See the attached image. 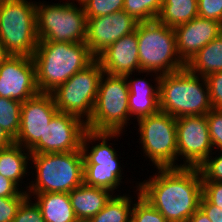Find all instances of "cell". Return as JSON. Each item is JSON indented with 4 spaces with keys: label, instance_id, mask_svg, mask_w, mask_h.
<instances>
[{
    "label": "cell",
    "instance_id": "cell-19",
    "mask_svg": "<svg viewBox=\"0 0 222 222\" xmlns=\"http://www.w3.org/2000/svg\"><path fill=\"white\" fill-rule=\"evenodd\" d=\"M131 75L133 74L125 75L129 89V116H136L134 119L137 118L138 120L142 117H146L159 112V82L161 75H156V77H154V82H156L154 86L151 84V82L149 83L145 78L132 79Z\"/></svg>",
    "mask_w": 222,
    "mask_h": 222
},
{
    "label": "cell",
    "instance_id": "cell-22",
    "mask_svg": "<svg viewBox=\"0 0 222 222\" xmlns=\"http://www.w3.org/2000/svg\"><path fill=\"white\" fill-rule=\"evenodd\" d=\"M26 152V153H25ZM31 153L21 145L13 144L0 149V174L13 181L18 187L29 173ZM29 162V164H28ZM21 181V182H20Z\"/></svg>",
    "mask_w": 222,
    "mask_h": 222
},
{
    "label": "cell",
    "instance_id": "cell-1",
    "mask_svg": "<svg viewBox=\"0 0 222 222\" xmlns=\"http://www.w3.org/2000/svg\"><path fill=\"white\" fill-rule=\"evenodd\" d=\"M158 173L137 182L141 196L169 222H187L200 208L199 168H157Z\"/></svg>",
    "mask_w": 222,
    "mask_h": 222
},
{
    "label": "cell",
    "instance_id": "cell-8",
    "mask_svg": "<svg viewBox=\"0 0 222 222\" xmlns=\"http://www.w3.org/2000/svg\"><path fill=\"white\" fill-rule=\"evenodd\" d=\"M63 3L36 2L37 35L39 41L85 42L87 16L80 0Z\"/></svg>",
    "mask_w": 222,
    "mask_h": 222
},
{
    "label": "cell",
    "instance_id": "cell-30",
    "mask_svg": "<svg viewBox=\"0 0 222 222\" xmlns=\"http://www.w3.org/2000/svg\"><path fill=\"white\" fill-rule=\"evenodd\" d=\"M218 153L215 157L210 155L198 167L202 175V182H222V153L220 151Z\"/></svg>",
    "mask_w": 222,
    "mask_h": 222
},
{
    "label": "cell",
    "instance_id": "cell-2",
    "mask_svg": "<svg viewBox=\"0 0 222 222\" xmlns=\"http://www.w3.org/2000/svg\"><path fill=\"white\" fill-rule=\"evenodd\" d=\"M94 59L86 42L39 41L33 54L39 92H52Z\"/></svg>",
    "mask_w": 222,
    "mask_h": 222
},
{
    "label": "cell",
    "instance_id": "cell-4",
    "mask_svg": "<svg viewBox=\"0 0 222 222\" xmlns=\"http://www.w3.org/2000/svg\"><path fill=\"white\" fill-rule=\"evenodd\" d=\"M30 161L36 177L26 184L27 194L70 193L84 182L82 151L31 154Z\"/></svg>",
    "mask_w": 222,
    "mask_h": 222
},
{
    "label": "cell",
    "instance_id": "cell-7",
    "mask_svg": "<svg viewBox=\"0 0 222 222\" xmlns=\"http://www.w3.org/2000/svg\"><path fill=\"white\" fill-rule=\"evenodd\" d=\"M0 0V42L9 55L33 57L39 43L36 1Z\"/></svg>",
    "mask_w": 222,
    "mask_h": 222
},
{
    "label": "cell",
    "instance_id": "cell-36",
    "mask_svg": "<svg viewBox=\"0 0 222 222\" xmlns=\"http://www.w3.org/2000/svg\"><path fill=\"white\" fill-rule=\"evenodd\" d=\"M202 195L211 204L222 208V182H202Z\"/></svg>",
    "mask_w": 222,
    "mask_h": 222
},
{
    "label": "cell",
    "instance_id": "cell-11",
    "mask_svg": "<svg viewBox=\"0 0 222 222\" xmlns=\"http://www.w3.org/2000/svg\"><path fill=\"white\" fill-rule=\"evenodd\" d=\"M137 122L143 154L155 168H180L176 163V118L159 111Z\"/></svg>",
    "mask_w": 222,
    "mask_h": 222
},
{
    "label": "cell",
    "instance_id": "cell-40",
    "mask_svg": "<svg viewBox=\"0 0 222 222\" xmlns=\"http://www.w3.org/2000/svg\"><path fill=\"white\" fill-rule=\"evenodd\" d=\"M187 222H211L200 208L187 220Z\"/></svg>",
    "mask_w": 222,
    "mask_h": 222
},
{
    "label": "cell",
    "instance_id": "cell-35",
    "mask_svg": "<svg viewBox=\"0 0 222 222\" xmlns=\"http://www.w3.org/2000/svg\"><path fill=\"white\" fill-rule=\"evenodd\" d=\"M198 16L222 23V0H197Z\"/></svg>",
    "mask_w": 222,
    "mask_h": 222
},
{
    "label": "cell",
    "instance_id": "cell-16",
    "mask_svg": "<svg viewBox=\"0 0 222 222\" xmlns=\"http://www.w3.org/2000/svg\"><path fill=\"white\" fill-rule=\"evenodd\" d=\"M87 19L85 42L95 58L115 41L136 31L139 23L124 10Z\"/></svg>",
    "mask_w": 222,
    "mask_h": 222
},
{
    "label": "cell",
    "instance_id": "cell-38",
    "mask_svg": "<svg viewBox=\"0 0 222 222\" xmlns=\"http://www.w3.org/2000/svg\"><path fill=\"white\" fill-rule=\"evenodd\" d=\"M23 190L24 188L21 190L13 181L0 174V197H16Z\"/></svg>",
    "mask_w": 222,
    "mask_h": 222
},
{
    "label": "cell",
    "instance_id": "cell-23",
    "mask_svg": "<svg viewBox=\"0 0 222 222\" xmlns=\"http://www.w3.org/2000/svg\"><path fill=\"white\" fill-rule=\"evenodd\" d=\"M185 67L192 73L207 77L222 71V33L204 46Z\"/></svg>",
    "mask_w": 222,
    "mask_h": 222
},
{
    "label": "cell",
    "instance_id": "cell-18",
    "mask_svg": "<svg viewBox=\"0 0 222 222\" xmlns=\"http://www.w3.org/2000/svg\"><path fill=\"white\" fill-rule=\"evenodd\" d=\"M177 52L184 64L222 33V23L202 17L174 28Z\"/></svg>",
    "mask_w": 222,
    "mask_h": 222
},
{
    "label": "cell",
    "instance_id": "cell-37",
    "mask_svg": "<svg viewBox=\"0 0 222 222\" xmlns=\"http://www.w3.org/2000/svg\"><path fill=\"white\" fill-rule=\"evenodd\" d=\"M200 209L206 213L211 222H222V208L211 204L203 195L200 200Z\"/></svg>",
    "mask_w": 222,
    "mask_h": 222
},
{
    "label": "cell",
    "instance_id": "cell-41",
    "mask_svg": "<svg viewBox=\"0 0 222 222\" xmlns=\"http://www.w3.org/2000/svg\"><path fill=\"white\" fill-rule=\"evenodd\" d=\"M9 56V54L4 49V46L0 42V65L3 63V61Z\"/></svg>",
    "mask_w": 222,
    "mask_h": 222
},
{
    "label": "cell",
    "instance_id": "cell-3",
    "mask_svg": "<svg viewBox=\"0 0 222 222\" xmlns=\"http://www.w3.org/2000/svg\"><path fill=\"white\" fill-rule=\"evenodd\" d=\"M160 111L174 118L207 115L212 109L205 77L186 67L160 77Z\"/></svg>",
    "mask_w": 222,
    "mask_h": 222
},
{
    "label": "cell",
    "instance_id": "cell-17",
    "mask_svg": "<svg viewBox=\"0 0 222 222\" xmlns=\"http://www.w3.org/2000/svg\"><path fill=\"white\" fill-rule=\"evenodd\" d=\"M96 59L100 62L103 71L110 75L125 76L128 74L150 73L159 75L152 71H141L139 63V49L137 28L136 31L123 36L112 45L101 52Z\"/></svg>",
    "mask_w": 222,
    "mask_h": 222
},
{
    "label": "cell",
    "instance_id": "cell-6",
    "mask_svg": "<svg viewBox=\"0 0 222 222\" xmlns=\"http://www.w3.org/2000/svg\"><path fill=\"white\" fill-rule=\"evenodd\" d=\"M137 38L141 71H152L163 75L185 68L177 52L174 28L157 19L139 22Z\"/></svg>",
    "mask_w": 222,
    "mask_h": 222
},
{
    "label": "cell",
    "instance_id": "cell-29",
    "mask_svg": "<svg viewBox=\"0 0 222 222\" xmlns=\"http://www.w3.org/2000/svg\"><path fill=\"white\" fill-rule=\"evenodd\" d=\"M87 18L109 15L123 10L124 0H80Z\"/></svg>",
    "mask_w": 222,
    "mask_h": 222
},
{
    "label": "cell",
    "instance_id": "cell-21",
    "mask_svg": "<svg viewBox=\"0 0 222 222\" xmlns=\"http://www.w3.org/2000/svg\"><path fill=\"white\" fill-rule=\"evenodd\" d=\"M35 198L45 222H76L78 219L72 208L69 193L28 194Z\"/></svg>",
    "mask_w": 222,
    "mask_h": 222
},
{
    "label": "cell",
    "instance_id": "cell-31",
    "mask_svg": "<svg viewBox=\"0 0 222 222\" xmlns=\"http://www.w3.org/2000/svg\"><path fill=\"white\" fill-rule=\"evenodd\" d=\"M28 197L23 190L16 197H0V222H12L22 202Z\"/></svg>",
    "mask_w": 222,
    "mask_h": 222
},
{
    "label": "cell",
    "instance_id": "cell-20",
    "mask_svg": "<svg viewBox=\"0 0 222 222\" xmlns=\"http://www.w3.org/2000/svg\"><path fill=\"white\" fill-rule=\"evenodd\" d=\"M110 190L86 185L84 182L70 193V202L77 219L90 220L113 196Z\"/></svg>",
    "mask_w": 222,
    "mask_h": 222
},
{
    "label": "cell",
    "instance_id": "cell-14",
    "mask_svg": "<svg viewBox=\"0 0 222 222\" xmlns=\"http://www.w3.org/2000/svg\"><path fill=\"white\" fill-rule=\"evenodd\" d=\"M38 93L33 57L9 55L0 65V97L23 103Z\"/></svg>",
    "mask_w": 222,
    "mask_h": 222
},
{
    "label": "cell",
    "instance_id": "cell-10",
    "mask_svg": "<svg viewBox=\"0 0 222 222\" xmlns=\"http://www.w3.org/2000/svg\"><path fill=\"white\" fill-rule=\"evenodd\" d=\"M103 73L100 62L95 58L84 69L57 86L50 94L58 111L75 115L87 123L92 117Z\"/></svg>",
    "mask_w": 222,
    "mask_h": 222
},
{
    "label": "cell",
    "instance_id": "cell-34",
    "mask_svg": "<svg viewBox=\"0 0 222 222\" xmlns=\"http://www.w3.org/2000/svg\"><path fill=\"white\" fill-rule=\"evenodd\" d=\"M209 87V98L213 109L222 110V71L205 77Z\"/></svg>",
    "mask_w": 222,
    "mask_h": 222
},
{
    "label": "cell",
    "instance_id": "cell-9",
    "mask_svg": "<svg viewBox=\"0 0 222 222\" xmlns=\"http://www.w3.org/2000/svg\"><path fill=\"white\" fill-rule=\"evenodd\" d=\"M128 94L126 76L104 72L99 82L92 117L86 123L87 129L96 132L125 130L130 121Z\"/></svg>",
    "mask_w": 222,
    "mask_h": 222
},
{
    "label": "cell",
    "instance_id": "cell-12",
    "mask_svg": "<svg viewBox=\"0 0 222 222\" xmlns=\"http://www.w3.org/2000/svg\"><path fill=\"white\" fill-rule=\"evenodd\" d=\"M177 162L180 167L198 168L216 150L210 140L206 115L176 118ZM212 150L214 152H212ZM181 157V158H178Z\"/></svg>",
    "mask_w": 222,
    "mask_h": 222
},
{
    "label": "cell",
    "instance_id": "cell-28",
    "mask_svg": "<svg viewBox=\"0 0 222 222\" xmlns=\"http://www.w3.org/2000/svg\"><path fill=\"white\" fill-rule=\"evenodd\" d=\"M136 187L138 200L135 199L136 202L134 200L131 222H169L157 209L141 196L139 186L136 185Z\"/></svg>",
    "mask_w": 222,
    "mask_h": 222
},
{
    "label": "cell",
    "instance_id": "cell-26",
    "mask_svg": "<svg viewBox=\"0 0 222 222\" xmlns=\"http://www.w3.org/2000/svg\"><path fill=\"white\" fill-rule=\"evenodd\" d=\"M22 103L5 97H0V126L14 139L20 129Z\"/></svg>",
    "mask_w": 222,
    "mask_h": 222
},
{
    "label": "cell",
    "instance_id": "cell-13",
    "mask_svg": "<svg viewBox=\"0 0 222 222\" xmlns=\"http://www.w3.org/2000/svg\"><path fill=\"white\" fill-rule=\"evenodd\" d=\"M86 130V122L81 118L58 111L44 131V140H39L29 151L31 154L81 151Z\"/></svg>",
    "mask_w": 222,
    "mask_h": 222
},
{
    "label": "cell",
    "instance_id": "cell-39",
    "mask_svg": "<svg viewBox=\"0 0 222 222\" xmlns=\"http://www.w3.org/2000/svg\"><path fill=\"white\" fill-rule=\"evenodd\" d=\"M15 143L14 138L9 135L1 126H0V149L7 148Z\"/></svg>",
    "mask_w": 222,
    "mask_h": 222
},
{
    "label": "cell",
    "instance_id": "cell-32",
    "mask_svg": "<svg viewBox=\"0 0 222 222\" xmlns=\"http://www.w3.org/2000/svg\"><path fill=\"white\" fill-rule=\"evenodd\" d=\"M210 140L213 148L222 151V110L211 109L206 115Z\"/></svg>",
    "mask_w": 222,
    "mask_h": 222
},
{
    "label": "cell",
    "instance_id": "cell-24",
    "mask_svg": "<svg viewBox=\"0 0 222 222\" xmlns=\"http://www.w3.org/2000/svg\"><path fill=\"white\" fill-rule=\"evenodd\" d=\"M198 16L197 0H164L157 20L175 28Z\"/></svg>",
    "mask_w": 222,
    "mask_h": 222
},
{
    "label": "cell",
    "instance_id": "cell-25",
    "mask_svg": "<svg viewBox=\"0 0 222 222\" xmlns=\"http://www.w3.org/2000/svg\"><path fill=\"white\" fill-rule=\"evenodd\" d=\"M132 199L126 193L123 195H113L105 207L90 220L92 222H131V212L134 203Z\"/></svg>",
    "mask_w": 222,
    "mask_h": 222
},
{
    "label": "cell",
    "instance_id": "cell-15",
    "mask_svg": "<svg viewBox=\"0 0 222 222\" xmlns=\"http://www.w3.org/2000/svg\"><path fill=\"white\" fill-rule=\"evenodd\" d=\"M58 112L50 93L39 92L21 105L20 129L15 144L30 150L39 140H44V131Z\"/></svg>",
    "mask_w": 222,
    "mask_h": 222
},
{
    "label": "cell",
    "instance_id": "cell-27",
    "mask_svg": "<svg viewBox=\"0 0 222 222\" xmlns=\"http://www.w3.org/2000/svg\"><path fill=\"white\" fill-rule=\"evenodd\" d=\"M164 0H124L123 10L138 22L156 20Z\"/></svg>",
    "mask_w": 222,
    "mask_h": 222
},
{
    "label": "cell",
    "instance_id": "cell-33",
    "mask_svg": "<svg viewBox=\"0 0 222 222\" xmlns=\"http://www.w3.org/2000/svg\"><path fill=\"white\" fill-rule=\"evenodd\" d=\"M12 222H45V220L36 202L31 201V197H27Z\"/></svg>",
    "mask_w": 222,
    "mask_h": 222
},
{
    "label": "cell",
    "instance_id": "cell-42",
    "mask_svg": "<svg viewBox=\"0 0 222 222\" xmlns=\"http://www.w3.org/2000/svg\"><path fill=\"white\" fill-rule=\"evenodd\" d=\"M76 222H92L91 220H81V219H78Z\"/></svg>",
    "mask_w": 222,
    "mask_h": 222
},
{
    "label": "cell",
    "instance_id": "cell-5",
    "mask_svg": "<svg viewBox=\"0 0 222 222\" xmlns=\"http://www.w3.org/2000/svg\"><path fill=\"white\" fill-rule=\"evenodd\" d=\"M123 132H96L87 129L83 135L81 151L84 158V183L110 190L112 193L122 183L123 168L117 151L108 144ZM98 141V142H95ZM94 143H97L93 145ZM89 144L93 146L90 147ZM90 151V152H89Z\"/></svg>",
    "mask_w": 222,
    "mask_h": 222
}]
</instances>
